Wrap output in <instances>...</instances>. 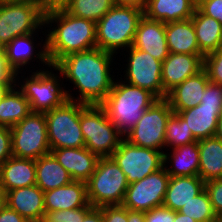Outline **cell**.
<instances>
[{"instance_id":"obj_42","label":"cell","mask_w":222,"mask_h":222,"mask_svg":"<svg viewBox=\"0 0 222 222\" xmlns=\"http://www.w3.org/2000/svg\"><path fill=\"white\" fill-rule=\"evenodd\" d=\"M12 156L11 128L0 126V166Z\"/></svg>"},{"instance_id":"obj_50","label":"cell","mask_w":222,"mask_h":222,"mask_svg":"<svg viewBox=\"0 0 222 222\" xmlns=\"http://www.w3.org/2000/svg\"><path fill=\"white\" fill-rule=\"evenodd\" d=\"M7 205L6 191L0 187V211Z\"/></svg>"},{"instance_id":"obj_31","label":"cell","mask_w":222,"mask_h":222,"mask_svg":"<svg viewBox=\"0 0 222 222\" xmlns=\"http://www.w3.org/2000/svg\"><path fill=\"white\" fill-rule=\"evenodd\" d=\"M31 112L28 100L15 86L8 88L0 98V126L11 128Z\"/></svg>"},{"instance_id":"obj_37","label":"cell","mask_w":222,"mask_h":222,"mask_svg":"<svg viewBox=\"0 0 222 222\" xmlns=\"http://www.w3.org/2000/svg\"><path fill=\"white\" fill-rule=\"evenodd\" d=\"M205 189L217 217L222 215V178L205 182Z\"/></svg>"},{"instance_id":"obj_53","label":"cell","mask_w":222,"mask_h":222,"mask_svg":"<svg viewBox=\"0 0 222 222\" xmlns=\"http://www.w3.org/2000/svg\"><path fill=\"white\" fill-rule=\"evenodd\" d=\"M25 222H44V218H41V219H26Z\"/></svg>"},{"instance_id":"obj_6","label":"cell","mask_w":222,"mask_h":222,"mask_svg":"<svg viewBox=\"0 0 222 222\" xmlns=\"http://www.w3.org/2000/svg\"><path fill=\"white\" fill-rule=\"evenodd\" d=\"M87 183L88 202L94 207L122 205L127 177L111 157H99Z\"/></svg>"},{"instance_id":"obj_18","label":"cell","mask_w":222,"mask_h":222,"mask_svg":"<svg viewBox=\"0 0 222 222\" xmlns=\"http://www.w3.org/2000/svg\"><path fill=\"white\" fill-rule=\"evenodd\" d=\"M50 152L75 181L87 182L99 159L86 147L51 149Z\"/></svg>"},{"instance_id":"obj_9","label":"cell","mask_w":222,"mask_h":222,"mask_svg":"<svg viewBox=\"0 0 222 222\" xmlns=\"http://www.w3.org/2000/svg\"><path fill=\"white\" fill-rule=\"evenodd\" d=\"M12 155L17 158L37 160L50 153L47 122L42 112H31L11 127Z\"/></svg>"},{"instance_id":"obj_36","label":"cell","mask_w":222,"mask_h":222,"mask_svg":"<svg viewBox=\"0 0 222 222\" xmlns=\"http://www.w3.org/2000/svg\"><path fill=\"white\" fill-rule=\"evenodd\" d=\"M92 207L88 203L85 207L53 211L44 218V222H82L84 216Z\"/></svg>"},{"instance_id":"obj_4","label":"cell","mask_w":222,"mask_h":222,"mask_svg":"<svg viewBox=\"0 0 222 222\" xmlns=\"http://www.w3.org/2000/svg\"><path fill=\"white\" fill-rule=\"evenodd\" d=\"M143 15L139 7L114 5L96 23V47L113 54L119 48L131 47Z\"/></svg>"},{"instance_id":"obj_23","label":"cell","mask_w":222,"mask_h":222,"mask_svg":"<svg viewBox=\"0 0 222 222\" xmlns=\"http://www.w3.org/2000/svg\"><path fill=\"white\" fill-rule=\"evenodd\" d=\"M191 129L192 135L198 141L214 137L217 130L218 118L222 114V107H209L199 104L177 113Z\"/></svg>"},{"instance_id":"obj_3","label":"cell","mask_w":222,"mask_h":222,"mask_svg":"<svg viewBox=\"0 0 222 222\" xmlns=\"http://www.w3.org/2000/svg\"><path fill=\"white\" fill-rule=\"evenodd\" d=\"M158 98L149 90L125 82L113 83L107 97L99 104L110 121L125 136Z\"/></svg>"},{"instance_id":"obj_55","label":"cell","mask_w":222,"mask_h":222,"mask_svg":"<svg viewBox=\"0 0 222 222\" xmlns=\"http://www.w3.org/2000/svg\"><path fill=\"white\" fill-rule=\"evenodd\" d=\"M1 1H15V0H0V2H1Z\"/></svg>"},{"instance_id":"obj_44","label":"cell","mask_w":222,"mask_h":222,"mask_svg":"<svg viewBox=\"0 0 222 222\" xmlns=\"http://www.w3.org/2000/svg\"><path fill=\"white\" fill-rule=\"evenodd\" d=\"M44 13L64 9L71 0H37Z\"/></svg>"},{"instance_id":"obj_21","label":"cell","mask_w":222,"mask_h":222,"mask_svg":"<svg viewBox=\"0 0 222 222\" xmlns=\"http://www.w3.org/2000/svg\"><path fill=\"white\" fill-rule=\"evenodd\" d=\"M36 185V160L10 157L0 166V187L6 192Z\"/></svg>"},{"instance_id":"obj_17","label":"cell","mask_w":222,"mask_h":222,"mask_svg":"<svg viewBox=\"0 0 222 222\" xmlns=\"http://www.w3.org/2000/svg\"><path fill=\"white\" fill-rule=\"evenodd\" d=\"M209 82L208 74L203 68L171 89L165 99L175 113L193 108L201 103V98Z\"/></svg>"},{"instance_id":"obj_43","label":"cell","mask_w":222,"mask_h":222,"mask_svg":"<svg viewBox=\"0 0 222 222\" xmlns=\"http://www.w3.org/2000/svg\"><path fill=\"white\" fill-rule=\"evenodd\" d=\"M16 72L8 65L6 53L0 47V84H16Z\"/></svg>"},{"instance_id":"obj_41","label":"cell","mask_w":222,"mask_h":222,"mask_svg":"<svg viewBox=\"0 0 222 222\" xmlns=\"http://www.w3.org/2000/svg\"><path fill=\"white\" fill-rule=\"evenodd\" d=\"M103 222H127V208L122 205L102 206Z\"/></svg>"},{"instance_id":"obj_28","label":"cell","mask_w":222,"mask_h":222,"mask_svg":"<svg viewBox=\"0 0 222 222\" xmlns=\"http://www.w3.org/2000/svg\"><path fill=\"white\" fill-rule=\"evenodd\" d=\"M172 150L173 154H171V156L163 153V166L170 176H199L198 141L179 146ZM167 160L172 163L169 168L165 166L167 165Z\"/></svg>"},{"instance_id":"obj_51","label":"cell","mask_w":222,"mask_h":222,"mask_svg":"<svg viewBox=\"0 0 222 222\" xmlns=\"http://www.w3.org/2000/svg\"><path fill=\"white\" fill-rule=\"evenodd\" d=\"M215 136L222 140V114L218 118L217 130Z\"/></svg>"},{"instance_id":"obj_7","label":"cell","mask_w":222,"mask_h":222,"mask_svg":"<svg viewBox=\"0 0 222 222\" xmlns=\"http://www.w3.org/2000/svg\"><path fill=\"white\" fill-rule=\"evenodd\" d=\"M44 11L37 0L0 2V47L17 36L35 34L44 26ZM39 27V28H38Z\"/></svg>"},{"instance_id":"obj_19","label":"cell","mask_w":222,"mask_h":222,"mask_svg":"<svg viewBox=\"0 0 222 222\" xmlns=\"http://www.w3.org/2000/svg\"><path fill=\"white\" fill-rule=\"evenodd\" d=\"M87 183L73 180L67 185L44 192L46 216L53 211L85 207L88 204Z\"/></svg>"},{"instance_id":"obj_35","label":"cell","mask_w":222,"mask_h":222,"mask_svg":"<svg viewBox=\"0 0 222 222\" xmlns=\"http://www.w3.org/2000/svg\"><path fill=\"white\" fill-rule=\"evenodd\" d=\"M209 81L222 85V48L204 56V67Z\"/></svg>"},{"instance_id":"obj_15","label":"cell","mask_w":222,"mask_h":222,"mask_svg":"<svg viewBox=\"0 0 222 222\" xmlns=\"http://www.w3.org/2000/svg\"><path fill=\"white\" fill-rule=\"evenodd\" d=\"M204 67L203 54L169 53L162 62V85L166 93Z\"/></svg>"},{"instance_id":"obj_47","label":"cell","mask_w":222,"mask_h":222,"mask_svg":"<svg viewBox=\"0 0 222 222\" xmlns=\"http://www.w3.org/2000/svg\"><path fill=\"white\" fill-rule=\"evenodd\" d=\"M127 222H145V212L127 209Z\"/></svg>"},{"instance_id":"obj_2","label":"cell","mask_w":222,"mask_h":222,"mask_svg":"<svg viewBox=\"0 0 222 222\" xmlns=\"http://www.w3.org/2000/svg\"><path fill=\"white\" fill-rule=\"evenodd\" d=\"M57 23L48 31L46 49L51 66L63 57L96 47V23L69 14L65 9L45 13L44 25Z\"/></svg>"},{"instance_id":"obj_12","label":"cell","mask_w":222,"mask_h":222,"mask_svg":"<svg viewBox=\"0 0 222 222\" xmlns=\"http://www.w3.org/2000/svg\"><path fill=\"white\" fill-rule=\"evenodd\" d=\"M163 153L161 150L138 147L123 138L110 157L124 172L130 184L161 169Z\"/></svg>"},{"instance_id":"obj_22","label":"cell","mask_w":222,"mask_h":222,"mask_svg":"<svg viewBox=\"0 0 222 222\" xmlns=\"http://www.w3.org/2000/svg\"><path fill=\"white\" fill-rule=\"evenodd\" d=\"M197 0H147L143 8L145 17L162 23L191 19Z\"/></svg>"},{"instance_id":"obj_26","label":"cell","mask_w":222,"mask_h":222,"mask_svg":"<svg viewBox=\"0 0 222 222\" xmlns=\"http://www.w3.org/2000/svg\"><path fill=\"white\" fill-rule=\"evenodd\" d=\"M32 35L33 34L17 36L3 48L6 53L8 65L16 72V77L20 71V68L27 65L29 60L33 59L34 56H37L36 58H38L42 63H45V65L51 67L47 55L46 40L43 44V49L38 53H35V55V48L33 47L34 37H32Z\"/></svg>"},{"instance_id":"obj_24","label":"cell","mask_w":222,"mask_h":222,"mask_svg":"<svg viewBox=\"0 0 222 222\" xmlns=\"http://www.w3.org/2000/svg\"><path fill=\"white\" fill-rule=\"evenodd\" d=\"M205 188L200 176H170L163 206L178 211Z\"/></svg>"},{"instance_id":"obj_52","label":"cell","mask_w":222,"mask_h":222,"mask_svg":"<svg viewBox=\"0 0 222 222\" xmlns=\"http://www.w3.org/2000/svg\"><path fill=\"white\" fill-rule=\"evenodd\" d=\"M12 86H17L16 84H0V98L4 95V93L8 90V88Z\"/></svg>"},{"instance_id":"obj_8","label":"cell","mask_w":222,"mask_h":222,"mask_svg":"<svg viewBox=\"0 0 222 222\" xmlns=\"http://www.w3.org/2000/svg\"><path fill=\"white\" fill-rule=\"evenodd\" d=\"M44 114L50 149L85 147L80 127V102L67 100Z\"/></svg>"},{"instance_id":"obj_11","label":"cell","mask_w":222,"mask_h":222,"mask_svg":"<svg viewBox=\"0 0 222 222\" xmlns=\"http://www.w3.org/2000/svg\"><path fill=\"white\" fill-rule=\"evenodd\" d=\"M24 79L23 85L19 87L30 104L32 112L52 110L62 106L67 100L75 101L69 91L60 87L58 76L49 71H36Z\"/></svg>"},{"instance_id":"obj_29","label":"cell","mask_w":222,"mask_h":222,"mask_svg":"<svg viewBox=\"0 0 222 222\" xmlns=\"http://www.w3.org/2000/svg\"><path fill=\"white\" fill-rule=\"evenodd\" d=\"M199 176L204 182L222 178V140L216 136L198 140Z\"/></svg>"},{"instance_id":"obj_5","label":"cell","mask_w":222,"mask_h":222,"mask_svg":"<svg viewBox=\"0 0 222 222\" xmlns=\"http://www.w3.org/2000/svg\"><path fill=\"white\" fill-rule=\"evenodd\" d=\"M80 127L85 147L98 157H110L124 138L100 105L80 102Z\"/></svg>"},{"instance_id":"obj_48","label":"cell","mask_w":222,"mask_h":222,"mask_svg":"<svg viewBox=\"0 0 222 222\" xmlns=\"http://www.w3.org/2000/svg\"><path fill=\"white\" fill-rule=\"evenodd\" d=\"M113 2L115 5L136 6L143 9L147 0H113Z\"/></svg>"},{"instance_id":"obj_16","label":"cell","mask_w":222,"mask_h":222,"mask_svg":"<svg viewBox=\"0 0 222 222\" xmlns=\"http://www.w3.org/2000/svg\"><path fill=\"white\" fill-rule=\"evenodd\" d=\"M132 47L148 52L155 59L163 62L169 54L165 23L148 19L143 15L138 23Z\"/></svg>"},{"instance_id":"obj_20","label":"cell","mask_w":222,"mask_h":222,"mask_svg":"<svg viewBox=\"0 0 222 222\" xmlns=\"http://www.w3.org/2000/svg\"><path fill=\"white\" fill-rule=\"evenodd\" d=\"M6 203L25 219L46 217L44 192L37 185L7 191Z\"/></svg>"},{"instance_id":"obj_49","label":"cell","mask_w":222,"mask_h":222,"mask_svg":"<svg viewBox=\"0 0 222 222\" xmlns=\"http://www.w3.org/2000/svg\"><path fill=\"white\" fill-rule=\"evenodd\" d=\"M174 222H197V221L191 217L189 218V216L187 215H184L178 211H175Z\"/></svg>"},{"instance_id":"obj_34","label":"cell","mask_w":222,"mask_h":222,"mask_svg":"<svg viewBox=\"0 0 222 222\" xmlns=\"http://www.w3.org/2000/svg\"><path fill=\"white\" fill-rule=\"evenodd\" d=\"M193 142L197 140L192 135L191 129L187 127L186 121L173 112L166 124L165 146H172L174 149Z\"/></svg>"},{"instance_id":"obj_1","label":"cell","mask_w":222,"mask_h":222,"mask_svg":"<svg viewBox=\"0 0 222 222\" xmlns=\"http://www.w3.org/2000/svg\"><path fill=\"white\" fill-rule=\"evenodd\" d=\"M113 55L95 47L69 54L52 67L79 89L80 97L75 101L99 105L107 97L114 83L110 74Z\"/></svg>"},{"instance_id":"obj_38","label":"cell","mask_w":222,"mask_h":222,"mask_svg":"<svg viewBox=\"0 0 222 222\" xmlns=\"http://www.w3.org/2000/svg\"><path fill=\"white\" fill-rule=\"evenodd\" d=\"M200 104L209 107H222V85L209 82Z\"/></svg>"},{"instance_id":"obj_25","label":"cell","mask_w":222,"mask_h":222,"mask_svg":"<svg viewBox=\"0 0 222 222\" xmlns=\"http://www.w3.org/2000/svg\"><path fill=\"white\" fill-rule=\"evenodd\" d=\"M169 53L202 54L192 19L165 23Z\"/></svg>"},{"instance_id":"obj_39","label":"cell","mask_w":222,"mask_h":222,"mask_svg":"<svg viewBox=\"0 0 222 222\" xmlns=\"http://www.w3.org/2000/svg\"><path fill=\"white\" fill-rule=\"evenodd\" d=\"M175 211L158 206L145 212V222H174Z\"/></svg>"},{"instance_id":"obj_32","label":"cell","mask_w":222,"mask_h":222,"mask_svg":"<svg viewBox=\"0 0 222 222\" xmlns=\"http://www.w3.org/2000/svg\"><path fill=\"white\" fill-rule=\"evenodd\" d=\"M114 5L113 0H71L64 9L73 16L97 23Z\"/></svg>"},{"instance_id":"obj_13","label":"cell","mask_w":222,"mask_h":222,"mask_svg":"<svg viewBox=\"0 0 222 222\" xmlns=\"http://www.w3.org/2000/svg\"><path fill=\"white\" fill-rule=\"evenodd\" d=\"M170 175L164 166L143 179L130 183L122 206L132 211L146 212L162 206Z\"/></svg>"},{"instance_id":"obj_40","label":"cell","mask_w":222,"mask_h":222,"mask_svg":"<svg viewBox=\"0 0 222 222\" xmlns=\"http://www.w3.org/2000/svg\"><path fill=\"white\" fill-rule=\"evenodd\" d=\"M197 7L222 24V0H197Z\"/></svg>"},{"instance_id":"obj_27","label":"cell","mask_w":222,"mask_h":222,"mask_svg":"<svg viewBox=\"0 0 222 222\" xmlns=\"http://www.w3.org/2000/svg\"><path fill=\"white\" fill-rule=\"evenodd\" d=\"M200 52L205 56L222 46V24L205 15L198 7L191 17Z\"/></svg>"},{"instance_id":"obj_46","label":"cell","mask_w":222,"mask_h":222,"mask_svg":"<svg viewBox=\"0 0 222 222\" xmlns=\"http://www.w3.org/2000/svg\"><path fill=\"white\" fill-rule=\"evenodd\" d=\"M82 222H103L101 207H92L84 216Z\"/></svg>"},{"instance_id":"obj_14","label":"cell","mask_w":222,"mask_h":222,"mask_svg":"<svg viewBox=\"0 0 222 222\" xmlns=\"http://www.w3.org/2000/svg\"><path fill=\"white\" fill-rule=\"evenodd\" d=\"M129 52L125 72L128 83L149 90L158 99H165L167 93L162 85V62L132 46Z\"/></svg>"},{"instance_id":"obj_30","label":"cell","mask_w":222,"mask_h":222,"mask_svg":"<svg viewBox=\"0 0 222 222\" xmlns=\"http://www.w3.org/2000/svg\"><path fill=\"white\" fill-rule=\"evenodd\" d=\"M72 181L71 175L51 152L36 160V185L43 192L67 185Z\"/></svg>"},{"instance_id":"obj_45","label":"cell","mask_w":222,"mask_h":222,"mask_svg":"<svg viewBox=\"0 0 222 222\" xmlns=\"http://www.w3.org/2000/svg\"><path fill=\"white\" fill-rule=\"evenodd\" d=\"M25 218L7 205L0 211V222H25Z\"/></svg>"},{"instance_id":"obj_33","label":"cell","mask_w":222,"mask_h":222,"mask_svg":"<svg viewBox=\"0 0 222 222\" xmlns=\"http://www.w3.org/2000/svg\"><path fill=\"white\" fill-rule=\"evenodd\" d=\"M178 212L195 219L197 222H214L217 220V215L205 188L191 201L183 205Z\"/></svg>"},{"instance_id":"obj_54","label":"cell","mask_w":222,"mask_h":222,"mask_svg":"<svg viewBox=\"0 0 222 222\" xmlns=\"http://www.w3.org/2000/svg\"><path fill=\"white\" fill-rule=\"evenodd\" d=\"M217 220H218L219 222H222V215L218 216V217H217Z\"/></svg>"},{"instance_id":"obj_10","label":"cell","mask_w":222,"mask_h":222,"mask_svg":"<svg viewBox=\"0 0 222 222\" xmlns=\"http://www.w3.org/2000/svg\"><path fill=\"white\" fill-rule=\"evenodd\" d=\"M172 113L166 99L156 100L124 136L125 139L138 147L162 150L165 148L167 120Z\"/></svg>"}]
</instances>
